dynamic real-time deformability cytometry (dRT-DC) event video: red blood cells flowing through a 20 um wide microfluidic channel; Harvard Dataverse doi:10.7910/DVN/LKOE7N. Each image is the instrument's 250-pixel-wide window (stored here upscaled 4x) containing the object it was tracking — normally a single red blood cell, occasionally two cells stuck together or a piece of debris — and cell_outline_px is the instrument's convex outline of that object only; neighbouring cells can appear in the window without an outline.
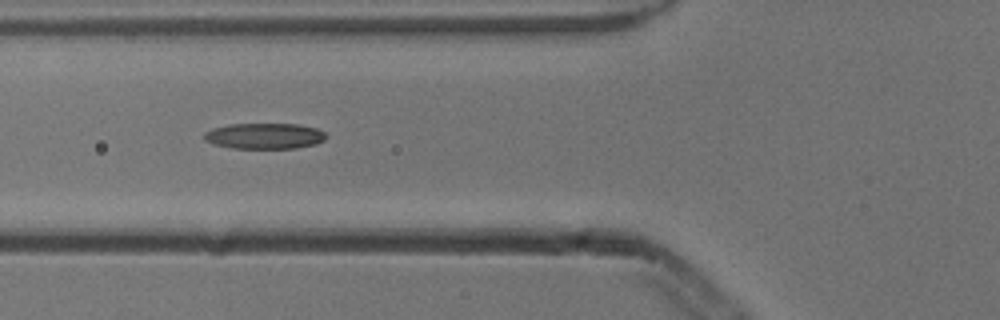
{"species": "common noctule bat (a hibernating species)", "species_latin": "Nyctalus noctula", "temperature_condition": "cold", "stored_images_in_passage": 7, "camera_frame_rate_fps": 3000, "um_per_image_px": 0.085, "animal": {"sex": "male", "body_mass_g": 13.3}, "frame": {"image": 1, "passage_image": 5, "time_ms": 1.333, "image_size_px": [1000, 320], "cell_outline_px": [[328, 136], [324, 140], [316, 144], [296, 148], [232, 148], [212, 144], [204, 140], [204, 132], [212, 128], [228, 124], [300, 124], [316, 128], [324, 132]], "centroid_in_image_um": [22.47, 11.55], "position_along_channel_um": 103.3, "area_um2": 18.5}}
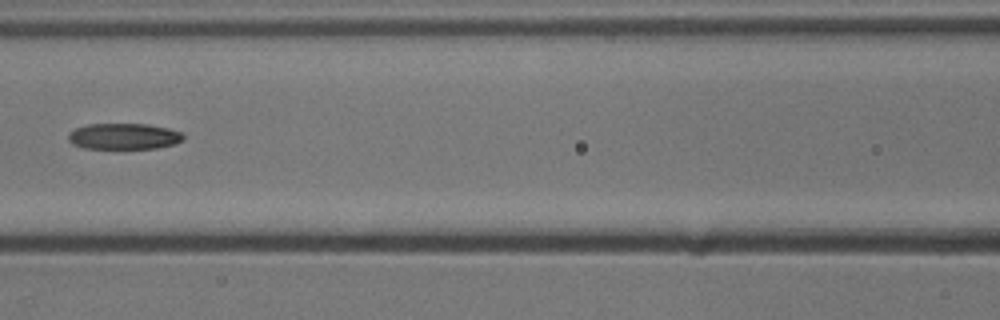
{"frame": {"image": 2, "passage_image": 6, "time_ms": 1.667, "image_size_px": [1000, 320], "cell_outline_px": [[184, 140], [176, 144], [156, 148], [84, 148], [72, 144], [68, 140], [68, 132], [76, 128], [88, 124], [148, 124], [168, 128], [180, 132], [184, 136]], "centroid_in_image_um": [10.53, 11.58], "position_along_channel_um": 156.1, "area_um2": 17.51}}
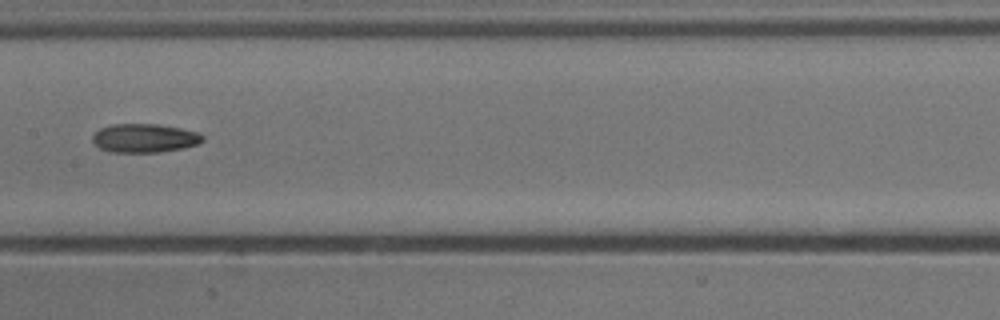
{"frame": {"image": 3, "passage_image": 7, "time_ms": 2.0, "image_size_px": [1000, 320], "cell_outline_px": [[204, 140], [200, 144], [184, 148], [160, 152], [112, 152], [100, 148], [92, 140], [92, 136], [100, 128], [112, 124], [160, 124], [200, 132], [204, 136]], "centroid_in_image_um": [12.34, 11.74], "position_along_channel_um": 195.1, "area_um2": 18.61}}